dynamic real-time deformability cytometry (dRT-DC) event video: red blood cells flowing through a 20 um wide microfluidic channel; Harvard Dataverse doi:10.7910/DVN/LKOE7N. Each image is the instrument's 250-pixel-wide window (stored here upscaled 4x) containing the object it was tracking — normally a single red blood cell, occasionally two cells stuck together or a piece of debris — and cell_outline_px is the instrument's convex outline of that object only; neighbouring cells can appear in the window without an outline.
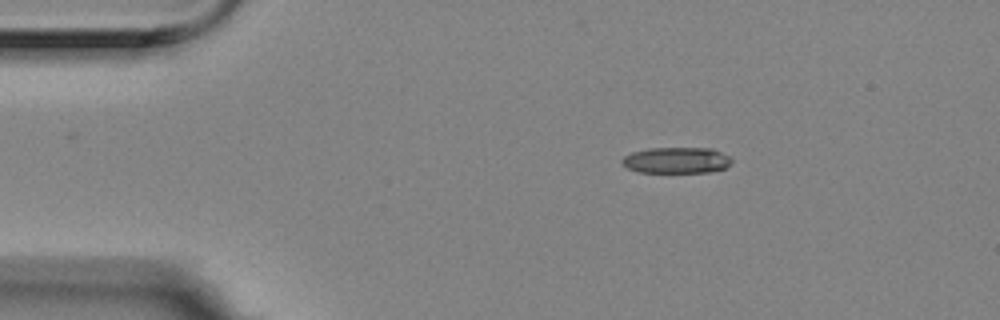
{"species": "Egyptian fruit bat (a non-hibernating species)", "species_latin": "Rousettus aegyptiacus", "temperature_condition": "room temperature", "stored_images_in_passage": 3, "camera_frame_rate_fps": 3000, "um_per_image_px": 0.085, "animal": {"sex": "female"}, "frame": {"image": 1, "passage_image": 1, "time_ms": 0.0, "image_size_px": [1000, 320], "cell_outline_px": [[732, 160], [724, 168], [712, 172], [640, 172], [628, 168], [620, 164], [620, 160], [624, 156], [632, 152], [648, 148], [712, 148], [728, 156]], "centroid_in_image_um": [57.45, 13.62], "position_along_channel_um": 27.6, "area_um2": 16.65}}
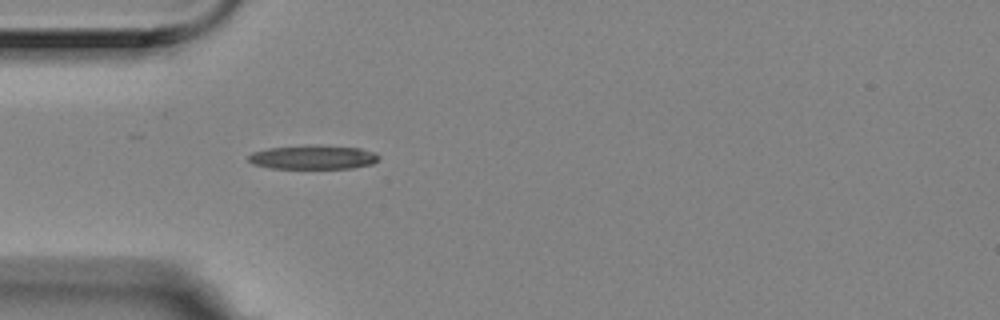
{"frame": {"image": 2, "passage_image": 3, "time_ms": 0.667, "image_size_px": [1000, 320], "cell_outline_px": [[380, 156], [372, 164], [352, 168], [272, 168], [252, 164], [248, 160], [248, 156], [252, 152], [268, 148], [316, 144], [360, 148], [376, 152]], "centroid_in_image_um": [26.62, 13.35], "position_along_channel_um": 58.4, "area_um2": 18.38}}